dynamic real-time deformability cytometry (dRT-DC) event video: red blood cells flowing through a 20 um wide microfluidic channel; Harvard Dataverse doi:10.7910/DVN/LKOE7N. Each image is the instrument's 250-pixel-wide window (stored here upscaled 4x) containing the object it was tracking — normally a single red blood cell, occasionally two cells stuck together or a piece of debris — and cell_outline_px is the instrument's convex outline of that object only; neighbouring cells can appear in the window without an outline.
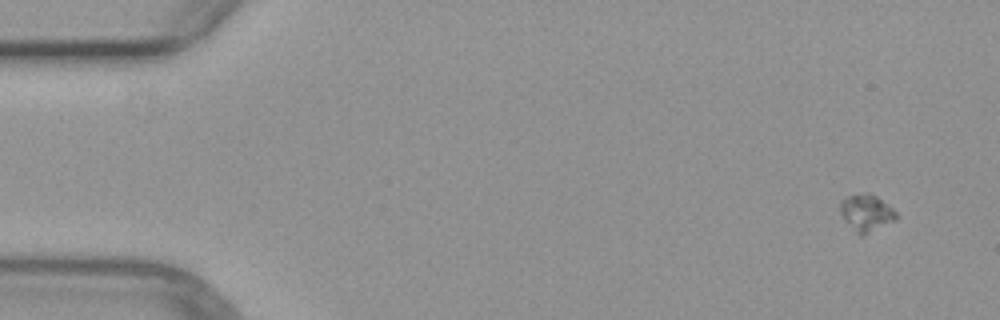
{"species": "common noctule bat (a hibernating species)", "species_latin": "Nyctalus noctula", "temperature_condition": "warm", "stored_images_in_passage": 5, "camera_frame_rate_fps": 3000, "um_per_image_px": 0.085, "animal": {"sex": "female", "body_mass_g": 29.2, "forearm_length_mm": 56.3}, "frame": {"image": 1, "passage_image": 1, "time_ms": 0.0, "image_size_px": [1000, 320], "cell_outline_px": [[896, 220], [864, 236], [860, 236], [856, 232], [840, 212], [840, 200], [848, 196], [864, 192], [868, 192], [876, 196], [892, 208], [896, 212]], "centroid_in_image_um": [73.65, 18.08], "position_along_channel_um": 11.4, "area_um2": 11.91}}
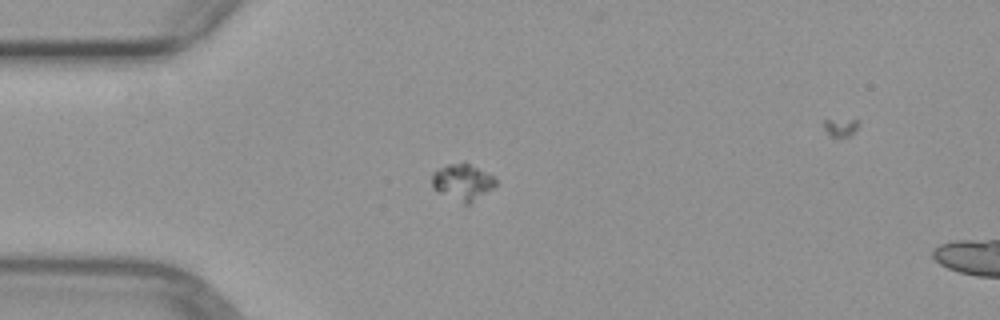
{"frame": {"image": 2, "passage_image": 4, "time_ms": 3.667, "image_size_px": [1000, 320], "cell_outline_px": [[496, 184], [492, 188], [468, 204], [464, 204], [432, 188], [432, 172], [448, 164], [468, 164], [492, 176], [496, 180]], "centroid_in_image_um": [39.28, 15.49], "position_along_channel_um": 45.7, "area_um2": 12.83}}